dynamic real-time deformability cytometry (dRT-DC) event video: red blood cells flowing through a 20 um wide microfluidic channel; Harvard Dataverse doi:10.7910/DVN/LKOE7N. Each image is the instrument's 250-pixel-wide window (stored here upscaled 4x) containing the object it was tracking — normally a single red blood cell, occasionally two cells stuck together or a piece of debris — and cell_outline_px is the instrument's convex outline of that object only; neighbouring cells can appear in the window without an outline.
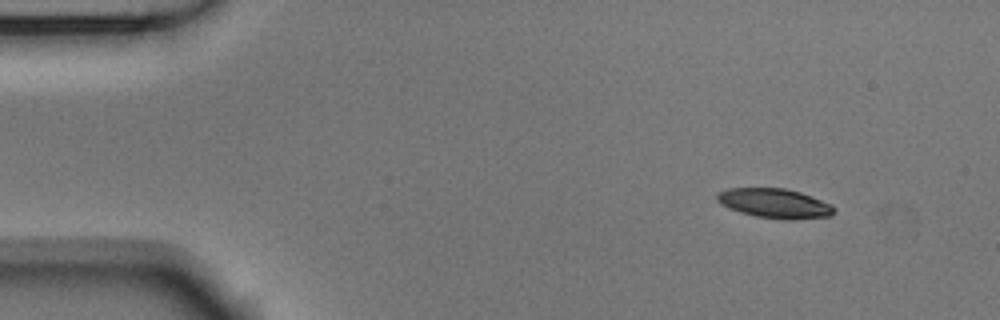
{"species": "Egyptian fruit bat (a non-hibernating species)", "species_latin": "Rousettus aegyptiacus", "temperature_condition": "room temperature", "stored_images_in_passage": 4, "segment_of_instrument_passage": [1, 2], "camera_frame_rate_fps": 3000, "um_per_image_px": 0.085, "animal": {"sex": "male"}, "frame": {"image": 1, "passage_image": 1, "time_ms": 0.0, "image_size_px": [1000, 320], "cell_outline_px": [[836, 212], [832, 216], [792, 220], [784, 220], [756, 216], [740, 212], [728, 208], [720, 204], [716, 200], [716, 192], [728, 188], [784, 188], [800, 192], [832, 204], [836, 208]], "centroid_in_image_um": [65.85, 17.29], "position_along_channel_um": 19.1, "area_um2": 20.46}}
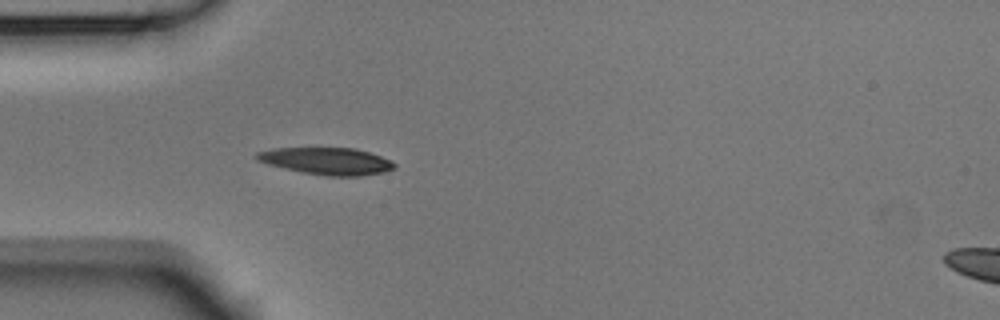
{"frame": {"image": 2, "passage_image": 3, "time_ms": 0.667, "image_size_px": [1000, 320], "cell_outline_px": [[396, 168], [384, 172], [360, 176], [328, 176], [304, 172], [268, 164], [256, 160], [256, 152], [272, 148], [356, 148], [392, 160], [396, 164]], "centroid_in_image_um": [27.81, 13.68], "position_along_channel_um": 57.2, "area_um2": 21.62}}